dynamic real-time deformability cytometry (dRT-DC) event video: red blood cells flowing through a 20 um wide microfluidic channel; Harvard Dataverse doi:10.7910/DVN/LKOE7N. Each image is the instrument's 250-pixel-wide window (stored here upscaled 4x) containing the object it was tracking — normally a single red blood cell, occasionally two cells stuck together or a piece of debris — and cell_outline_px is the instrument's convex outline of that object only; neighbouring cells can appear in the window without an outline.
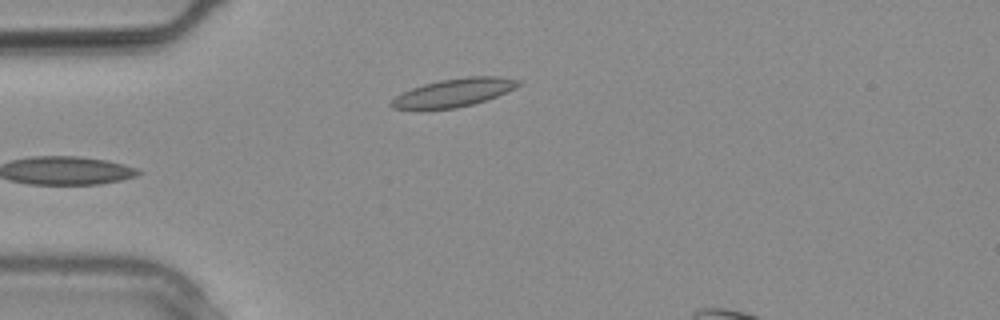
{"species": "common noctule bat (a hibernating species)", "species_latin": "Nyctalus noctula", "temperature_condition": "warm", "stored_images_in_passage": 4, "camera_frame_rate_fps": 3000, "um_per_image_px": 0.085, "animal": {"sex": "male", "body_mass_g": 20.4}, "frame": {"image": 1, "passage_image": 4, "time_ms": 1.0, "image_size_px": [1000, 320], "cell_outline_px": [[524, 84], [516, 88], [488, 100], [456, 108], [420, 112], [416, 112], [392, 108], [388, 104], [396, 96], [412, 88], [424, 84], [440, 80], [468, 76], [500, 76], [524, 80]], "centroid_in_image_um": [38.57, 7.91], "position_along_channel_um": 46.4, "area_um2": 21.79}}